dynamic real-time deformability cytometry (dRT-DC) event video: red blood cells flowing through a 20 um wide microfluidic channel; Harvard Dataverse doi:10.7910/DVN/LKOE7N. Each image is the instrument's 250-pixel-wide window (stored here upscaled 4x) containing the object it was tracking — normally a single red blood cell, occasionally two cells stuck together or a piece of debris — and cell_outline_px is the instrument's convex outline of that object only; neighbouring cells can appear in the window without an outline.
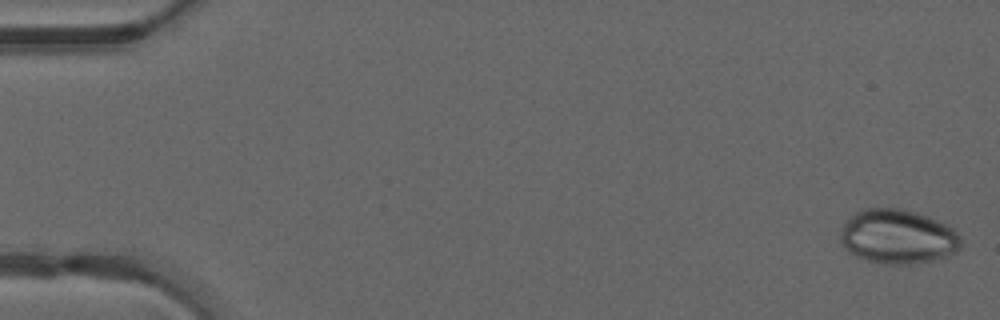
{"species": "common noctule bat (a hibernating species)", "species_latin": "Nyctalus noctula", "temperature_condition": "warm", "stored_images_in_passage": 49, "camera_frame_rate_fps": 3000, "um_per_image_px": 0.085, "animal": {"sex": "male", "forearm_length_mm": 52.5}, "frame": {"image": 1, "passage_image": 1, "time_ms": 0.0, "image_size_px": [1000, 320], "cell_outline_px": [[960, 248], [956, 252], [932, 260], [908, 264], [884, 264], [868, 260], [856, 256], [848, 252], [840, 240], [840, 232], [844, 224], [856, 212], [864, 208], [900, 208], [916, 212], [928, 216], [948, 224], [960, 236]], "centroid_in_image_um": [76.31, 20.1], "position_along_channel_um": 8.7, "area_um2": 38.09}}
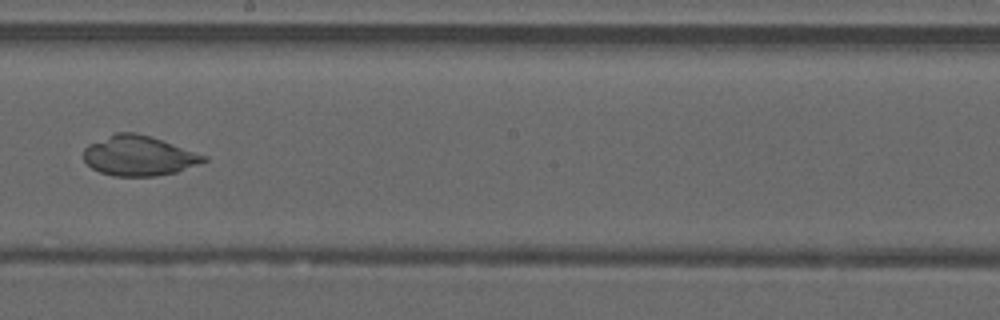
{"frame": {"image": 2, "passage_image": 28, "time_ms": 9.0, "image_size_px": [1000, 320], "cell_outline_px": [[208, 160], [176, 172], [156, 176], [112, 176], [100, 172], [92, 168], [84, 160], [84, 148], [88, 144], [116, 132], [136, 132], [208, 156]], "centroid_in_image_um": [11.77, 13.24], "position_along_channel_um": 236.4, "area_um2": 27.74}}
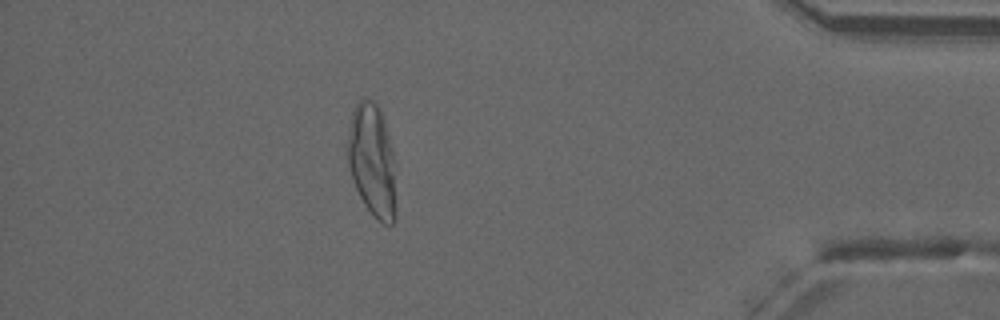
{"frame": {"image": 3, "passage_image": 43, "time_ms": 14.0, "image_size_px": [1000, 320], "cell_outline_px": [[396, 220], [392, 224], [384, 224], [376, 220], [372, 216], [364, 204], [352, 180], [348, 164], [348, 132], [352, 112], [356, 104], [364, 96], [372, 100], [376, 104], [380, 112], [392, 148], [396, 208]], "centroid_in_image_um": [31.63, 13.7], "position_along_channel_um": 403.6, "area_um2": 31.67}}